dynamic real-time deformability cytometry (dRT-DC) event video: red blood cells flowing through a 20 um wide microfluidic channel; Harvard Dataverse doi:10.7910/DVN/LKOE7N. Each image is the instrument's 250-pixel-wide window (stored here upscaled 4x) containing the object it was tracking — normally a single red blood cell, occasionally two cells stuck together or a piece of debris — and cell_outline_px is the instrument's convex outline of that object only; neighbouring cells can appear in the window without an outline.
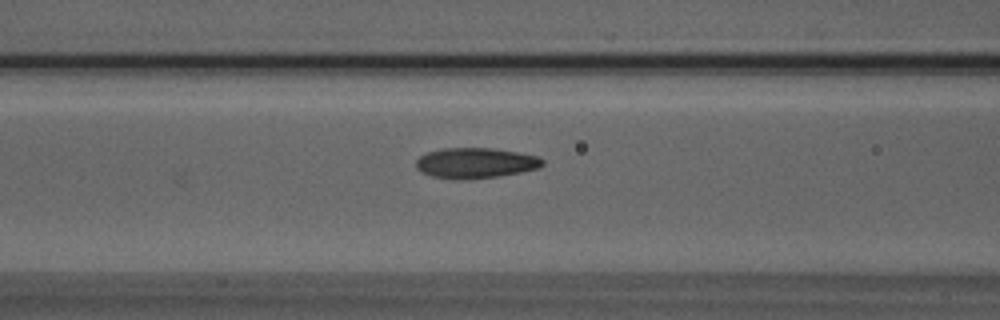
{"species": "Egyptian fruit bat (a non-hibernating species)", "species_latin": "Rousettus aegyptiacus", "temperature_condition": "room temperature", "stored_images_in_passage": 36, "camera_frame_rate_fps": 3000, "um_per_image_px": 0.085, "animal": {"sex": "male"}, "frame": {"image": 1, "passage_image": 5, "time_ms": 1.333, "image_size_px": [1000, 320], "cell_outline_px": [[544, 164], [540, 168], [520, 172], [496, 176], [464, 180], [456, 180], [432, 176], [420, 172], [416, 168], [416, 160], [420, 156], [428, 152], [444, 148], [492, 148], [540, 156], [544, 160]], "centroid_in_image_um": [40.42, 13.86], "position_along_channel_um": 126.2, "area_um2": 22.54}}
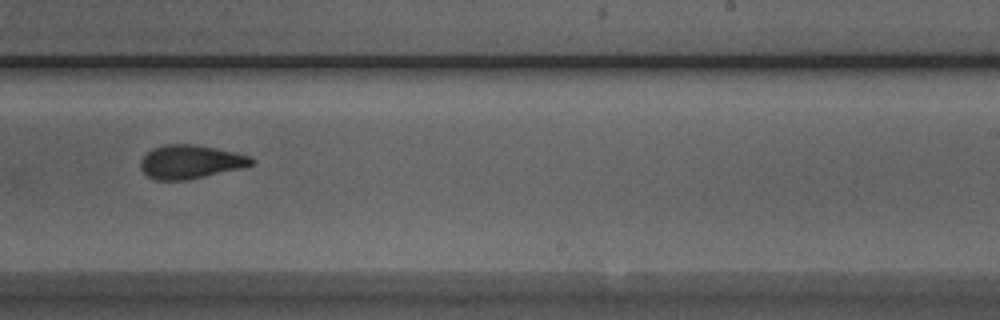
{"frame": {"image": 2, "passage_image": 16, "time_ms": 5.0, "image_size_px": [1000, 320], "cell_outline_px": [[256, 160], [252, 164], [240, 168], [188, 180], [156, 180], [148, 176], [140, 168], [140, 160], [152, 148], [164, 144], [196, 144], [216, 148], [252, 156]], "centroid_in_image_um": [16.18, 13.74], "position_along_channel_um": 272.8, "area_um2": 21.79}}
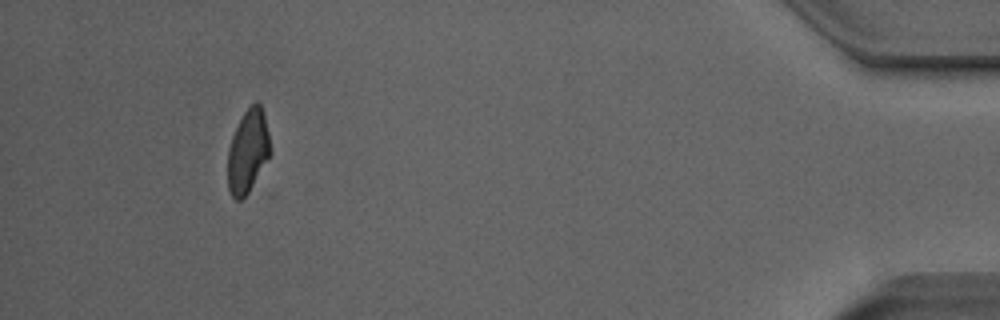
{"frame": {"image": 3, "passage_image": 32, "time_ms": 10.333, "image_size_px": [1000, 320], "cell_outline_px": [[272, 152], [248, 192], [240, 200], [236, 200], [232, 196], [228, 188], [228, 148], [232, 136], [244, 112], [256, 100], [260, 104], [264, 112]], "centroid_in_image_um": [21.08, 12.84], "position_along_channel_um": 414.1, "area_um2": 20.46}}